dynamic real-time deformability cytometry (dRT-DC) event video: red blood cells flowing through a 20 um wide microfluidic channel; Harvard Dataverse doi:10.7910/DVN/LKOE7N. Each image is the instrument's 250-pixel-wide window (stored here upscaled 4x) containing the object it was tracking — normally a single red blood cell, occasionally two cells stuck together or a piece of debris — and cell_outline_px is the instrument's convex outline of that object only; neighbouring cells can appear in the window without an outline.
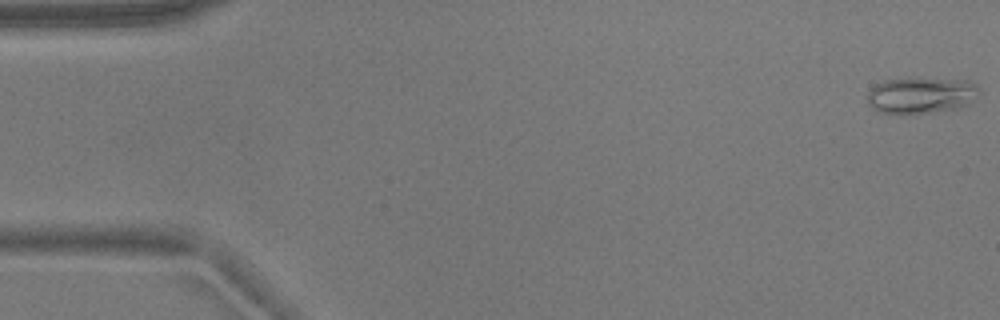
{"species": "common noctule bat (a hibernating species)", "species_latin": "Nyctalus noctula", "temperature_condition": "warm", "stored_images_in_passage": 54, "camera_frame_rate_fps": 3000, "um_per_image_px": 0.085, "animal": {"sex": "male", "body_mass_g": 17.9}, "frame": {"image": 1, "passage_image": 1, "time_ms": 0.0, "image_size_px": [1000, 320], "cell_outline_px": [[980, 92], [964, 104], [956, 108], [916, 116], [900, 116], [880, 112], [872, 108], [868, 104], [868, 92], [876, 84], [884, 80], [968, 80], [976, 84], [980, 88]], "centroid_in_image_um": [78.23, 8.17], "position_along_channel_um": 6.8, "area_um2": 23.52}}
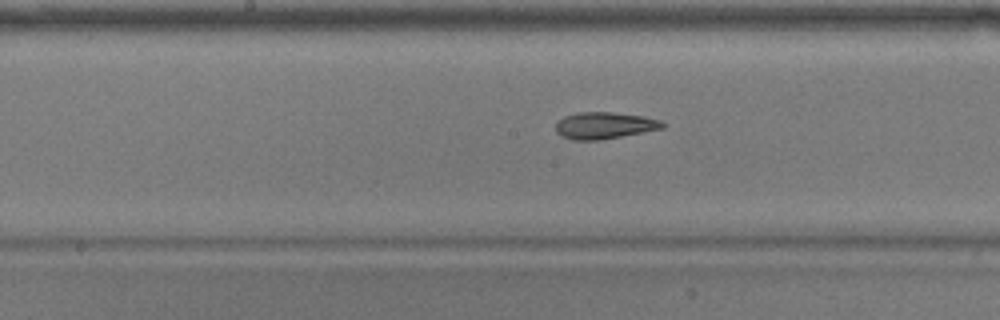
{"frame": {"image": 2, "passage_image": 27, "time_ms": 8.667, "image_size_px": [1000, 320], "cell_outline_px": [[664, 128], [600, 140], [572, 140], [560, 136], [556, 132], [556, 124], [564, 116], [576, 112], [612, 112], [644, 116], [660, 120], [664, 124]], "centroid_in_image_um": [51.35, 10.66], "position_along_channel_um": 196.9, "area_um2": 16.65}}
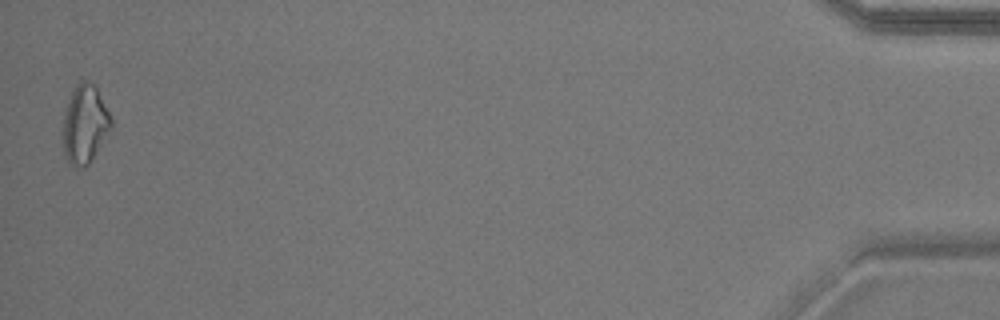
{"frame": {"image": 3, "passage_image": 53, "time_ms": 17.333, "image_size_px": [1000, 320], "cell_outline_px": [[112, 128], [88, 164], [84, 168], [80, 168], [72, 164], [64, 156], [60, 140], [60, 132], [64, 112], [72, 88], [80, 80], [88, 80], [96, 88], [112, 120]], "centroid_in_image_um": [7.14, 10.57], "position_along_channel_um": 428.1, "area_um2": 22.43}, "authors_computed_cell_mechanics": {"area_um2": 18.0914, "velocity_mm_per_s": 3.7536, "shape_relaxation_time_tau1_ms": null, "shape_relaxation_time_tau2_ms": 7.9663, "deformation_change_tau1": null, "deformation_change_tau2": 0.1348}}